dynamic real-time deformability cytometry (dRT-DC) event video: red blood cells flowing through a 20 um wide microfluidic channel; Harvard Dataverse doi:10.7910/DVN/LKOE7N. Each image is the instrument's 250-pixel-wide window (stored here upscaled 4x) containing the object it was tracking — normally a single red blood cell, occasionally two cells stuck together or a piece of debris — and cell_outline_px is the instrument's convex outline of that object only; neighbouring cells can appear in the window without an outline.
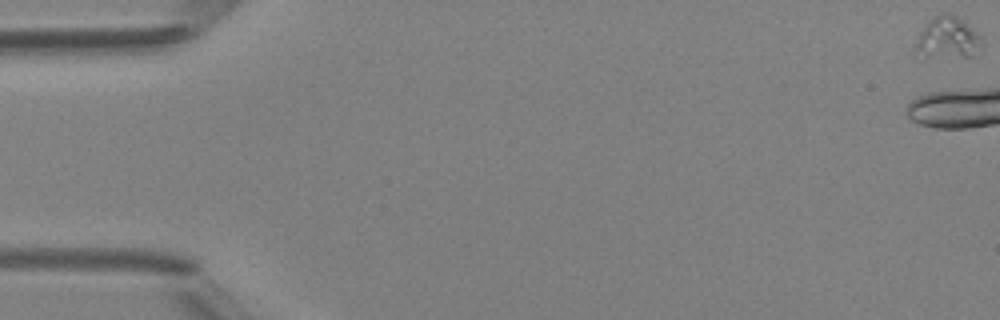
{"species": "Egyptian fruit bat (a non-hibernating species)", "species_latin": "Rousettus aegyptiacus", "temperature_condition": "room temperature", "stored_images_in_passage": 6, "camera_frame_rate_fps": 3000, "um_per_image_px": 0.085, "animal": {"sex": "female"}, "frame": {"image": 1, "passage_image": 1, "time_ms": 0.0, "image_size_px": [1000, 320], "cell_outline_px": [[984, 44], [972, 56], [916, 60], [912, 52], [924, 28], [940, 12], [952, 12], [980, 36]], "centroid_in_image_um": [80.49, 3.31], "position_along_channel_um": 4.5, "area_um2": 16.59}}